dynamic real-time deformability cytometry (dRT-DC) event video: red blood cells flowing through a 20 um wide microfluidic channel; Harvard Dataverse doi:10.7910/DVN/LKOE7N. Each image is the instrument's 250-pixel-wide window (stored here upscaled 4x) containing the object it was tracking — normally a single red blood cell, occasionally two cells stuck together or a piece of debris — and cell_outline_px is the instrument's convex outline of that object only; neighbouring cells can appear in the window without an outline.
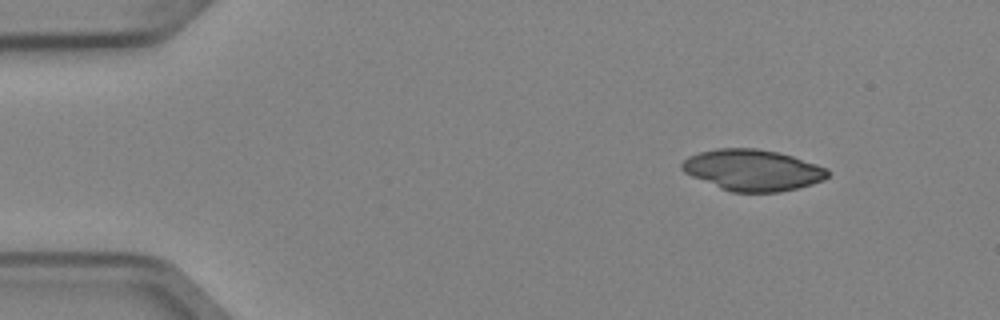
{"species": "Egyptian fruit bat (a non-hibernating species)", "species_latin": "Rousettus aegyptiacus", "temperature_condition": "cold", "stored_images_in_passage": 5, "camera_frame_rate_fps": 3000, "um_per_image_px": 0.085, "animal": {"sex": "female"}, "frame": {"image": 1, "passage_image": 1, "time_ms": 0.0, "image_size_px": [1000, 320], "cell_outline_px": [[828, 176], [824, 180], [812, 184], [780, 192], [732, 192], [720, 188], [692, 176], [684, 172], [680, 168], [680, 164], [688, 156], [700, 152], [716, 148], [756, 148], [776, 152], [792, 156], [828, 168]], "centroid_in_image_um": [63.96, 14.45], "position_along_channel_um": 21.0, "area_um2": 34.91}}